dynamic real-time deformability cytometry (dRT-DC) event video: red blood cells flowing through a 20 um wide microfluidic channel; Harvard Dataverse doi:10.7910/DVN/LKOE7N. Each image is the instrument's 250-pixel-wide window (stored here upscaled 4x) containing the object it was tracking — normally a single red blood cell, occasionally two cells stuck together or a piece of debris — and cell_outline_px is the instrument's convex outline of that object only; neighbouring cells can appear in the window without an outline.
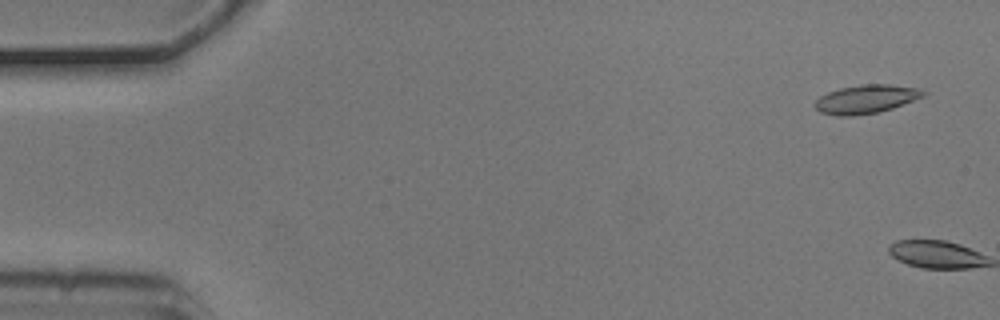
{"species": "common noctule bat (a hibernating species)", "species_latin": "Nyctalus noctula", "temperature_condition": "cold", "stored_images_in_passage": 5, "camera_frame_rate_fps": 3000, "um_per_image_px": 0.085, "animal": {"sex": "male", "body_mass_g": 20.5, "forearm_length_mm": 52.5}, "frame": {"image": 1, "passage_image": 1, "time_ms": 0.0, "image_size_px": [1000, 320], "cell_outline_px": [[928, 92], [924, 96], [892, 108], [880, 112], [848, 116], [836, 116], [820, 112], [816, 108], [816, 100], [820, 96], [828, 92], [840, 88], [860, 84], [892, 84], [920, 88]], "centroid_in_image_um": [73.64, 8.41], "position_along_channel_um": 11.4, "area_um2": 18.09}}